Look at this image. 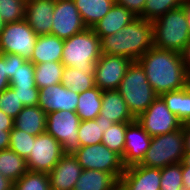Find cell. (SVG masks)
I'll return each instance as SVG.
<instances>
[{
    "instance_id": "35",
    "label": "cell",
    "mask_w": 190,
    "mask_h": 190,
    "mask_svg": "<svg viewBox=\"0 0 190 190\" xmlns=\"http://www.w3.org/2000/svg\"><path fill=\"white\" fill-rule=\"evenodd\" d=\"M27 0H0V16L5 23L25 19Z\"/></svg>"
},
{
    "instance_id": "41",
    "label": "cell",
    "mask_w": 190,
    "mask_h": 190,
    "mask_svg": "<svg viewBox=\"0 0 190 190\" xmlns=\"http://www.w3.org/2000/svg\"><path fill=\"white\" fill-rule=\"evenodd\" d=\"M146 0H115L117 5L131 10L137 17L143 12Z\"/></svg>"
},
{
    "instance_id": "19",
    "label": "cell",
    "mask_w": 190,
    "mask_h": 190,
    "mask_svg": "<svg viewBox=\"0 0 190 190\" xmlns=\"http://www.w3.org/2000/svg\"><path fill=\"white\" fill-rule=\"evenodd\" d=\"M136 18L137 15H135L131 10L114 3L108 13L91 29L99 37H105L120 31Z\"/></svg>"
},
{
    "instance_id": "16",
    "label": "cell",
    "mask_w": 190,
    "mask_h": 190,
    "mask_svg": "<svg viewBox=\"0 0 190 190\" xmlns=\"http://www.w3.org/2000/svg\"><path fill=\"white\" fill-rule=\"evenodd\" d=\"M161 169L133 165L125 168L119 190H160Z\"/></svg>"
},
{
    "instance_id": "10",
    "label": "cell",
    "mask_w": 190,
    "mask_h": 190,
    "mask_svg": "<svg viewBox=\"0 0 190 190\" xmlns=\"http://www.w3.org/2000/svg\"><path fill=\"white\" fill-rule=\"evenodd\" d=\"M136 120L151 137L172 133L182 126L160 96Z\"/></svg>"
},
{
    "instance_id": "18",
    "label": "cell",
    "mask_w": 190,
    "mask_h": 190,
    "mask_svg": "<svg viewBox=\"0 0 190 190\" xmlns=\"http://www.w3.org/2000/svg\"><path fill=\"white\" fill-rule=\"evenodd\" d=\"M55 0H27L25 20L37 35L51 34Z\"/></svg>"
},
{
    "instance_id": "20",
    "label": "cell",
    "mask_w": 190,
    "mask_h": 190,
    "mask_svg": "<svg viewBox=\"0 0 190 190\" xmlns=\"http://www.w3.org/2000/svg\"><path fill=\"white\" fill-rule=\"evenodd\" d=\"M100 115L113 123H130L135 120L128 110L126 102L117 90L102 92Z\"/></svg>"
},
{
    "instance_id": "45",
    "label": "cell",
    "mask_w": 190,
    "mask_h": 190,
    "mask_svg": "<svg viewBox=\"0 0 190 190\" xmlns=\"http://www.w3.org/2000/svg\"><path fill=\"white\" fill-rule=\"evenodd\" d=\"M185 152H190V122L182 124Z\"/></svg>"
},
{
    "instance_id": "17",
    "label": "cell",
    "mask_w": 190,
    "mask_h": 190,
    "mask_svg": "<svg viewBox=\"0 0 190 190\" xmlns=\"http://www.w3.org/2000/svg\"><path fill=\"white\" fill-rule=\"evenodd\" d=\"M82 170L73 154H64L48 173L50 189L73 190Z\"/></svg>"
},
{
    "instance_id": "44",
    "label": "cell",
    "mask_w": 190,
    "mask_h": 190,
    "mask_svg": "<svg viewBox=\"0 0 190 190\" xmlns=\"http://www.w3.org/2000/svg\"><path fill=\"white\" fill-rule=\"evenodd\" d=\"M181 56L187 74L190 77V41L185 45V48L181 52Z\"/></svg>"
},
{
    "instance_id": "9",
    "label": "cell",
    "mask_w": 190,
    "mask_h": 190,
    "mask_svg": "<svg viewBox=\"0 0 190 190\" xmlns=\"http://www.w3.org/2000/svg\"><path fill=\"white\" fill-rule=\"evenodd\" d=\"M73 155L82 169L108 172L118 180L125 171L122 158L102 143L82 146Z\"/></svg>"
},
{
    "instance_id": "14",
    "label": "cell",
    "mask_w": 190,
    "mask_h": 190,
    "mask_svg": "<svg viewBox=\"0 0 190 190\" xmlns=\"http://www.w3.org/2000/svg\"><path fill=\"white\" fill-rule=\"evenodd\" d=\"M78 97V93L59 83L39 89L38 106L46 114L62 110L76 112Z\"/></svg>"
},
{
    "instance_id": "25",
    "label": "cell",
    "mask_w": 190,
    "mask_h": 190,
    "mask_svg": "<svg viewBox=\"0 0 190 190\" xmlns=\"http://www.w3.org/2000/svg\"><path fill=\"white\" fill-rule=\"evenodd\" d=\"M87 28H92L114 5L115 0H73Z\"/></svg>"
},
{
    "instance_id": "4",
    "label": "cell",
    "mask_w": 190,
    "mask_h": 190,
    "mask_svg": "<svg viewBox=\"0 0 190 190\" xmlns=\"http://www.w3.org/2000/svg\"><path fill=\"white\" fill-rule=\"evenodd\" d=\"M153 46L181 53L190 41L186 11L184 6L169 10L152 22Z\"/></svg>"
},
{
    "instance_id": "13",
    "label": "cell",
    "mask_w": 190,
    "mask_h": 190,
    "mask_svg": "<svg viewBox=\"0 0 190 190\" xmlns=\"http://www.w3.org/2000/svg\"><path fill=\"white\" fill-rule=\"evenodd\" d=\"M52 19L51 35L62 40L87 28L73 0H55Z\"/></svg>"
},
{
    "instance_id": "12",
    "label": "cell",
    "mask_w": 190,
    "mask_h": 190,
    "mask_svg": "<svg viewBox=\"0 0 190 190\" xmlns=\"http://www.w3.org/2000/svg\"><path fill=\"white\" fill-rule=\"evenodd\" d=\"M131 63L125 56L101 54L95 66V86L102 91L117 90Z\"/></svg>"
},
{
    "instance_id": "31",
    "label": "cell",
    "mask_w": 190,
    "mask_h": 190,
    "mask_svg": "<svg viewBox=\"0 0 190 190\" xmlns=\"http://www.w3.org/2000/svg\"><path fill=\"white\" fill-rule=\"evenodd\" d=\"M129 123H113L107 131L103 133L102 144L111 151L117 153L121 158L124 155L125 132Z\"/></svg>"
},
{
    "instance_id": "32",
    "label": "cell",
    "mask_w": 190,
    "mask_h": 190,
    "mask_svg": "<svg viewBox=\"0 0 190 190\" xmlns=\"http://www.w3.org/2000/svg\"><path fill=\"white\" fill-rule=\"evenodd\" d=\"M181 5L180 0H146L143 12L138 17L153 22Z\"/></svg>"
},
{
    "instance_id": "5",
    "label": "cell",
    "mask_w": 190,
    "mask_h": 190,
    "mask_svg": "<svg viewBox=\"0 0 190 190\" xmlns=\"http://www.w3.org/2000/svg\"><path fill=\"white\" fill-rule=\"evenodd\" d=\"M117 91L135 119L145 112L158 97L147 80L144 68L138 61H132L128 66Z\"/></svg>"
},
{
    "instance_id": "2",
    "label": "cell",
    "mask_w": 190,
    "mask_h": 190,
    "mask_svg": "<svg viewBox=\"0 0 190 190\" xmlns=\"http://www.w3.org/2000/svg\"><path fill=\"white\" fill-rule=\"evenodd\" d=\"M99 38L102 54L125 56L137 61L153 47V25L137 17L115 34Z\"/></svg>"
},
{
    "instance_id": "48",
    "label": "cell",
    "mask_w": 190,
    "mask_h": 190,
    "mask_svg": "<svg viewBox=\"0 0 190 190\" xmlns=\"http://www.w3.org/2000/svg\"><path fill=\"white\" fill-rule=\"evenodd\" d=\"M14 182L0 173V190H13Z\"/></svg>"
},
{
    "instance_id": "34",
    "label": "cell",
    "mask_w": 190,
    "mask_h": 190,
    "mask_svg": "<svg viewBox=\"0 0 190 190\" xmlns=\"http://www.w3.org/2000/svg\"><path fill=\"white\" fill-rule=\"evenodd\" d=\"M35 143V136L27 134L15 127L10 132L9 148L25 160L29 157Z\"/></svg>"
},
{
    "instance_id": "1",
    "label": "cell",
    "mask_w": 190,
    "mask_h": 190,
    "mask_svg": "<svg viewBox=\"0 0 190 190\" xmlns=\"http://www.w3.org/2000/svg\"><path fill=\"white\" fill-rule=\"evenodd\" d=\"M137 61L158 96L187 86L189 76L181 53L153 46Z\"/></svg>"
},
{
    "instance_id": "28",
    "label": "cell",
    "mask_w": 190,
    "mask_h": 190,
    "mask_svg": "<svg viewBox=\"0 0 190 190\" xmlns=\"http://www.w3.org/2000/svg\"><path fill=\"white\" fill-rule=\"evenodd\" d=\"M26 160L10 148L0 151V173L12 182L27 172Z\"/></svg>"
},
{
    "instance_id": "8",
    "label": "cell",
    "mask_w": 190,
    "mask_h": 190,
    "mask_svg": "<svg viewBox=\"0 0 190 190\" xmlns=\"http://www.w3.org/2000/svg\"><path fill=\"white\" fill-rule=\"evenodd\" d=\"M37 38L25 19L6 23L0 34V54H17L30 61Z\"/></svg>"
},
{
    "instance_id": "21",
    "label": "cell",
    "mask_w": 190,
    "mask_h": 190,
    "mask_svg": "<svg viewBox=\"0 0 190 190\" xmlns=\"http://www.w3.org/2000/svg\"><path fill=\"white\" fill-rule=\"evenodd\" d=\"M63 48L64 40L57 36L38 35L30 61L33 64L61 62Z\"/></svg>"
},
{
    "instance_id": "30",
    "label": "cell",
    "mask_w": 190,
    "mask_h": 190,
    "mask_svg": "<svg viewBox=\"0 0 190 190\" xmlns=\"http://www.w3.org/2000/svg\"><path fill=\"white\" fill-rule=\"evenodd\" d=\"M35 83L41 89L61 83L64 65L61 62H45L34 64Z\"/></svg>"
},
{
    "instance_id": "15",
    "label": "cell",
    "mask_w": 190,
    "mask_h": 190,
    "mask_svg": "<svg viewBox=\"0 0 190 190\" xmlns=\"http://www.w3.org/2000/svg\"><path fill=\"white\" fill-rule=\"evenodd\" d=\"M152 137L135 119L127 125L122 163L125 168L140 164L149 149Z\"/></svg>"
},
{
    "instance_id": "26",
    "label": "cell",
    "mask_w": 190,
    "mask_h": 190,
    "mask_svg": "<svg viewBox=\"0 0 190 190\" xmlns=\"http://www.w3.org/2000/svg\"><path fill=\"white\" fill-rule=\"evenodd\" d=\"M167 108L182 124L190 122V90L188 86L183 89L170 91L160 96Z\"/></svg>"
},
{
    "instance_id": "3",
    "label": "cell",
    "mask_w": 190,
    "mask_h": 190,
    "mask_svg": "<svg viewBox=\"0 0 190 190\" xmlns=\"http://www.w3.org/2000/svg\"><path fill=\"white\" fill-rule=\"evenodd\" d=\"M101 54L99 36L91 28H86L64 40L61 63L64 67H75L85 73L94 74Z\"/></svg>"
},
{
    "instance_id": "54",
    "label": "cell",
    "mask_w": 190,
    "mask_h": 190,
    "mask_svg": "<svg viewBox=\"0 0 190 190\" xmlns=\"http://www.w3.org/2000/svg\"><path fill=\"white\" fill-rule=\"evenodd\" d=\"M180 1L183 3V2H186V1H190V0H180Z\"/></svg>"
},
{
    "instance_id": "27",
    "label": "cell",
    "mask_w": 190,
    "mask_h": 190,
    "mask_svg": "<svg viewBox=\"0 0 190 190\" xmlns=\"http://www.w3.org/2000/svg\"><path fill=\"white\" fill-rule=\"evenodd\" d=\"M102 90L97 86L79 93L76 113L81 121L95 119L102 107Z\"/></svg>"
},
{
    "instance_id": "50",
    "label": "cell",
    "mask_w": 190,
    "mask_h": 190,
    "mask_svg": "<svg viewBox=\"0 0 190 190\" xmlns=\"http://www.w3.org/2000/svg\"><path fill=\"white\" fill-rule=\"evenodd\" d=\"M181 164L190 166V152H185L184 153L183 159L181 161Z\"/></svg>"
},
{
    "instance_id": "47",
    "label": "cell",
    "mask_w": 190,
    "mask_h": 190,
    "mask_svg": "<svg viewBox=\"0 0 190 190\" xmlns=\"http://www.w3.org/2000/svg\"><path fill=\"white\" fill-rule=\"evenodd\" d=\"M182 183L183 186L190 189V166L182 165Z\"/></svg>"
},
{
    "instance_id": "38",
    "label": "cell",
    "mask_w": 190,
    "mask_h": 190,
    "mask_svg": "<svg viewBox=\"0 0 190 190\" xmlns=\"http://www.w3.org/2000/svg\"><path fill=\"white\" fill-rule=\"evenodd\" d=\"M23 108V104L11 87L0 93V110L7 116L15 119Z\"/></svg>"
},
{
    "instance_id": "23",
    "label": "cell",
    "mask_w": 190,
    "mask_h": 190,
    "mask_svg": "<svg viewBox=\"0 0 190 190\" xmlns=\"http://www.w3.org/2000/svg\"><path fill=\"white\" fill-rule=\"evenodd\" d=\"M73 190H119V180L108 172L83 169Z\"/></svg>"
},
{
    "instance_id": "24",
    "label": "cell",
    "mask_w": 190,
    "mask_h": 190,
    "mask_svg": "<svg viewBox=\"0 0 190 190\" xmlns=\"http://www.w3.org/2000/svg\"><path fill=\"white\" fill-rule=\"evenodd\" d=\"M112 125L111 120H107L100 114L95 119L81 121L78 129V139L81 147L100 144L103 133Z\"/></svg>"
},
{
    "instance_id": "52",
    "label": "cell",
    "mask_w": 190,
    "mask_h": 190,
    "mask_svg": "<svg viewBox=\"0 0 190 190\" xmlns=\"http://www.w3.org/2000/svg\"><path fill=\"white\" fill-rule=\"evenodd\" d=\"M187 86H188V88H189V90H190V77H189V79H188Z\"/></svg>"
},
{
    "instance_id": "7",
    "label": "cell",
    "mask_w": 190,
    "mask_h": 190,
    "mask_svg": "<svg viewBox=\"0 0 190 190\" xmlns=\"http://www.w3.org/2000/svg\"><path fill=\"white\" fill-rule=\"evenodd\" d=\"M80 122L76 112L54 111L47 114L45 132L62 145L64 154H74L81 148L78 139Z\"/></svg>"
},
{
    "instance_id": "36",
    "label": "cell",
    "mask_w": 190,
    "mask_h": 190,
    "mask_svg": "<svg viewBox=\"0 0 190 190\" xmlns=\"http://www.w3.org/2000/svg\"><path fill=\"white\" fill-rule=\"evenodd\" d=\"M181 187H183L181 162L161 169L160 190H180Z\"/></svg>"
},
{
    "instance_id": "40",
    "label": "cell",
    "mask_w": 190,
    "mask_h": 190,
    "mask_svg": "<svg viewBox=\"0 0 190 190\" xmlns=\"http://www.w3.org/2000/svg\"><path fill=\"white\" fill-rule=\"evenodd\" d=\"M27 60L17 54H7V77L9 80L15 74L16 70Z\"/></svg>"
},
{
    "instance_id": "22",
    "label": "cell",
    "mask_w": 190,
    "mask_h": 190,
    "mask_svg": "<svg viewBox=\"0 0 190 190\" xmlns=\"http://www.w3.org/2000/svg\"><path fill=\"white\" fill-rule=\"evenodd\" d=\"M47 114L39 106H24L14 119V127L32 136L46 131Z\"/></svg>"
},
{
    "instance_id": "49",
    "label": "cell",
    "mask_w": 190,
    "mask_h": 190,
    "mask_svg": "<svg viewBox=\"0 0 190 190\" xmlns=\"http://www.w3.org/2000/svg\"><path fill=\"white\" fill-rule=\"evenodd\" d=\"M182 5L184 6V9L186 11V17H187L188 27L190 31V1L183 2Z\"/></svg>"
},
{
    "instance_id": "51",
    "label": "cell",
    "mask_w": 190,
    "mask_h": 190,
    "mask_svg": "<svg viewBox=\"0 0 190 190\" xmlns=\"http://www.w3.org/2000/svg\"><path fill=\"white\" fill-rule=\"evenodd\" d=\"M5 22L4 20L1 18L0 16V34L2 33V31L4 30V27H5Z\"/></svg>"
},
{
    "instance_id": "6",
    "label": "cell",
    "mask_w": 190,
    "mask_h": 190,
    "mask_svg": "<svg viewBox=\"0 0 190 190\" xmlns=\"http://www.w3.org/2000/svg\"><path fill=\"white\" fill-rule=\"evenodd\" d=\"M185 153L182 126L180 129L152 137L149 149L139 165L162 169L180 163Z\"/></svg>"
},
{
    "instance_id": "53",
    "label": "cell",
    "mask_w": 190,
    "mask_h": 190,
    "mask_svg": "<svg viewBox=\"0 0 190 190\" xmlns=\"http://www.w3.org/2000/svg\"><path fill=\"white\" fill-rule=\"evenodd\" d=\"M180 190H190V189L183 186V187L180 188Z\"/></svg>"
},
{
    "instance_id": "33",
    "label": "cell",
    "mask_w": 190,
    "mask_h": 190,
    "mask_svg": "<svg viewBox=\"0 0 190 190\" xmlns=\"http://www.w3.org/2000/svg\"><path fill=\"white\" fill-rule=\"evenodd\" d=\"M13 190H51L48 173L27 171L14 182Z\"/></svg>"
},
{
    "instance_id": "39",
    "label": "cell",
    "mask_w": 190,
    "mask_h": 190,
    "mask_svg": "<svg viewBox=\"0 0 190 190\" xmlns=\"http://www.w3.org/2000/svg\"><path fill=\"white\" fill-rule=\"evenodd\" d=\"M20 99L23 106H38V87H11Z\"/></svg>"
},
{
    "instance_id": "43",
    "label": "cell",
    "mask_w": 190,
    "mask_h": 190,
    "mask_svg": "<svg viewBox=\"0 0 190 190\" xmlns=\"http://www.w3.org/2000/svg\"><path fill=\"white\" fill-rule=\"evenodd\" d=\"M0 128H3V131H12L14 128V119L7 116L0 110Z\"/></svg>"
},
{
    "instance_id": "37",
    "label": "cell",
    "mask_w": 190,
    "mask_h": 190,
    "mask_svg": "<svg viewBox=\"0 0 190 190\" xmlns=\"http://www.w3.org/2000/svg\"><path fill=\"white\" fill-rule=\"evenodd\" d=\"M34 73V64L27 60L13 74L10 79V87H37Z\"/></svg>"
},
{
    "instance_id": "29",
    "label": "cell",
    "mask_w": 190,
    "mask_h": 190,
    "mask_svg": "<svg viewBox=\"0 0 190 190\" xmlns=\"http://www.w3.org/2000/svg\"><path fill=\"white\" fill-rule=\"evenodd\" d=\"M61 83L79 94L95 87V78L94 74L85 73L75 67H64Z\"/></svg>"
},
{
    "instance_id": "46",
    "label": "cell",
    "mask_w": 190,
    "mask_h": 190,
    "mask_svg": "<svg viewBox=\"0 0 190 190\" xmlns=\"http://www.w3.org/2000/svg\"><path fill=\"white\" fill-rule=\"evenodd\" d=\"M10 132L11 131H3V128H0V151L9 148Z\"/></svg>"
},
{
    "instance_id": "11",
    "label": "cell",
    "mask_w": 190,
    "mask_h": 190,
    "mask_svg": "<svg viewBox=\"0 0 190 190\" xmlns=\"http://www.w3.org/2000/svg\"><path fill=\"white\" fill-rule=\"evenodd\" d=\"M64 155L62 145L50 134L35 136V143L26 159L28 171L49 173Z\"/></svg>"
},
{
    "instance_id": "42",
    "label": "cell",
    "mask_w": 190,
    "mask_h": 190,
    "mask_svg": "<svg viewBox=\"0 0 190 190\" xmlns=\"http://www.w3.org/2000/svg\"><path fill=\"white\" fill-rule=\"evenodd\" d=\"M10 87L7 77V54H0V93Z\"/></svg>"
}]
</instances>
